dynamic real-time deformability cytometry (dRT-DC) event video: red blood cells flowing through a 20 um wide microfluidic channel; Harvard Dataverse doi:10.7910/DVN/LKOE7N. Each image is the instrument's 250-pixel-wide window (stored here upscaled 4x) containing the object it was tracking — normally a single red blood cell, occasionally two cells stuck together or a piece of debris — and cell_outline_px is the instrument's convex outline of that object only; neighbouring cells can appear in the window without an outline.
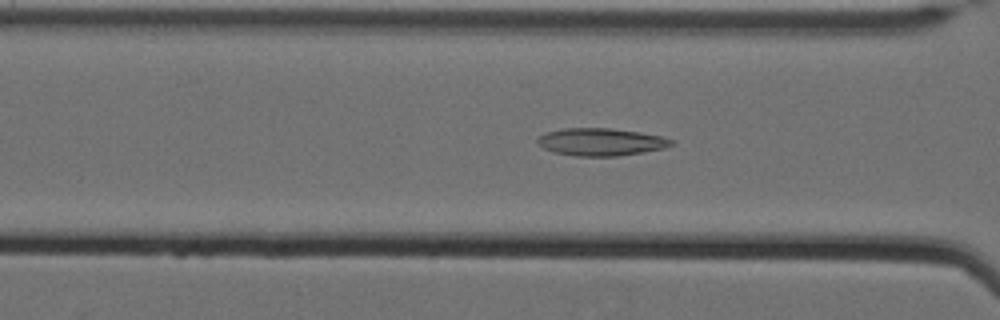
{"species": "Egyptian fruit bat (a non-hibernating species)", "species_latin": "Rousettus aegyptiacus", "temperature_condition": "cold", "stored_images_in_passage": 38, "camera_frame_rate_fps": 3000, "um_per_image_px": 0.085, "animal": {"sex": "female"}, "frame": {"image": 1, "passage_image": 16, "time_ms": 5.0, "image_size_px": [1000, 320], "cell_outline_px": [[672, 144], [664, 148], [644, 152], [616, 156], [576, 156], [552, 152], [544, 148], [536, 140], [544, 132], [564, 128], [612, 128], [640, 132], [664, 136], [672, 140]], "centroid_in_image_um": [51.07, 12.06], "position_along_channel_um": 115.5, "area_um2": 21.5}}
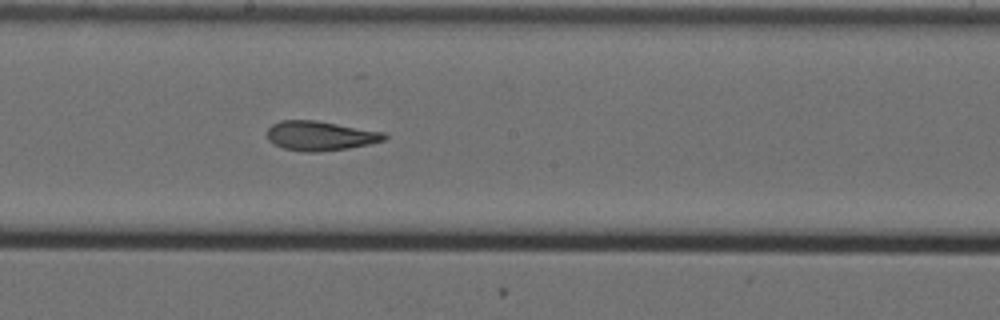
{"frame": {"image": 2, "passage_image": 25, "time_ms": 8.0, "image_size_px": [1000, 320], "cell_outline_px": [[388, 136], [384, 140], [368, 144], [348, 148], [316, 152], [308, 152], [284, 148], [272, 144], [268, 140], [268, 128], [272, 124], [280, 120], [316, 120], [384, 132]], "centroid_in_image_um": [27.2, 11.53], "position_along_channel_um": 221.0, "area_um2": 20.06}}
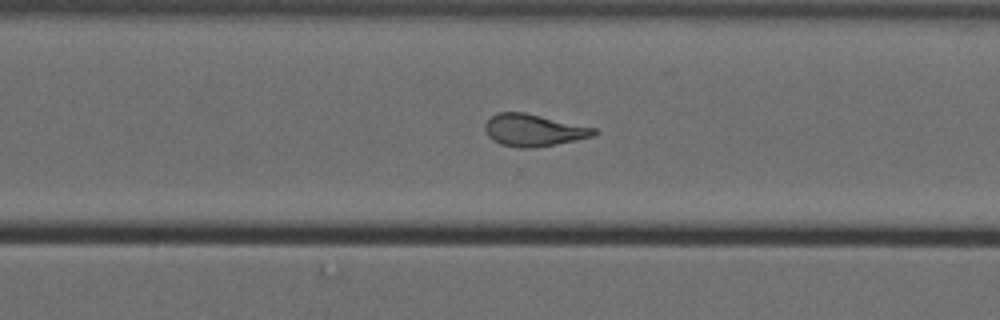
{"frame": {"image": 3, "passage_image": 34, "time_ms": 11.0, "image_size_px": [1000, 320], "cell_outline_px": [[600, 132], [592, 136], [576, 140], [556, 144], [532, 148], [520, 148], [500, 144], [492, 140], [488, 136], [484, 128], [484, 124], [496, 112], [524, 112], [596, 128]], "centroid_in_image_um": [45.34, 11.07], "position_along_channel_um": 325.3, "area_um2": 20.4}, "authors_computed_cell_mechanics": {"area_um2": 20.5479, "velocity_mm_per_s": 3.488, "shape_relaxation_time_tau1_ms": null, "shape_relaxation_time_tau2_ms": 3.2122, "deformation_change_tau1": null, "deformation_change_tau2": 0.13}}